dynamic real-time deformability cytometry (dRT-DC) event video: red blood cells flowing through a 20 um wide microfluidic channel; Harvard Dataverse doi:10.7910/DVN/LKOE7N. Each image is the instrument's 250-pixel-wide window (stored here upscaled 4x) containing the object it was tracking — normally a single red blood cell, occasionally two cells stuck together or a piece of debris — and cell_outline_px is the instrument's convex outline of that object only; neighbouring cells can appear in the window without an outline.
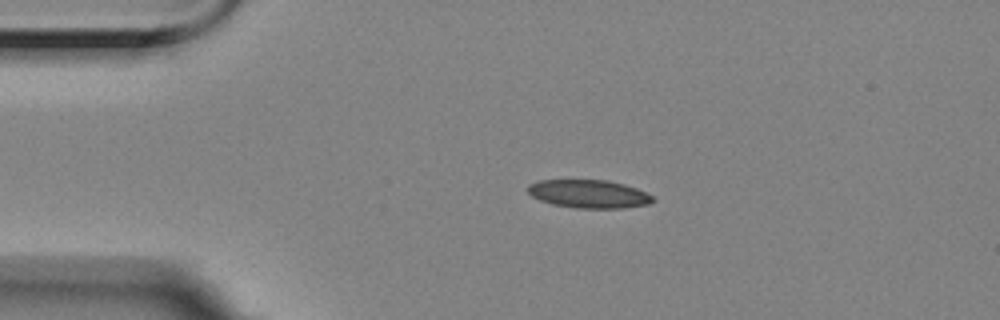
{"species": "Egyptian fruit bat (a non-hibernating species)", "species_latin": "Rousettus aegyptiacus", "temperature_condition": "room temperature", "stored_images_in_passage": 5, "camera_frame_rate_fps": 3000, "um_per_image_px": 0.085, "animal": {"sex": "female"}, "frame": {"image": 1, "passage_image": 1, "time_ms": 0.0, "image_size_px": [1000, 320], "cell_outline_px": [[652, 200], [648, 204], [624, 208], [576, 208], [552, 204], [540, 200], [532, 196], [528, 192], [528, 184], [540, 180], [608, 180], [624, 184], [636, 188], [652, 196]], "centroid_in_image_um": [50.02, 16.48], "position_along_channel_um": 35.0, "area_um2": 20.4}}